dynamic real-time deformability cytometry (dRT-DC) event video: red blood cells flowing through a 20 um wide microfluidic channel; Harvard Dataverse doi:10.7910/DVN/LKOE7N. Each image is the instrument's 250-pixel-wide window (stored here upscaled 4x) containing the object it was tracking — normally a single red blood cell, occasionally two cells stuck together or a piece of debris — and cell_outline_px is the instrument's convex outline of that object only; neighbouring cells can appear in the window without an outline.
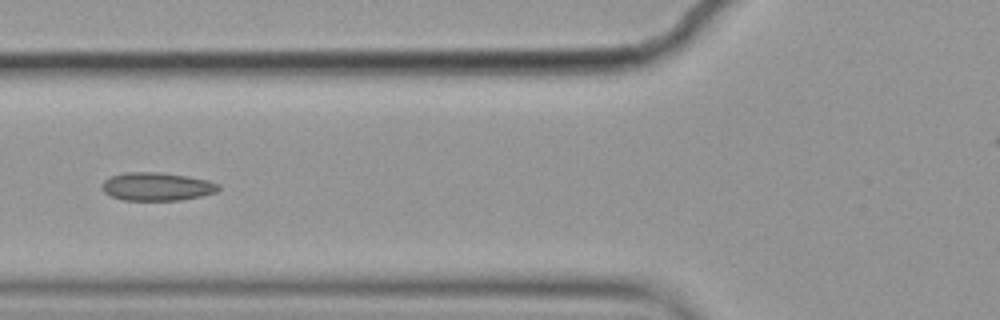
{"species": "common noctule bat (a hibernating species)", "species_latin": "Nyctalus noctula", "temperature_condition": "cold", "stored_images_in_passage": 6, "camera_frame_rate_fps": 3000, "um_per_image_px": 0.085, "animal": {"sex": "female", "body_mass_g": 19.9}, "frame": {"image": 1, "passage_image": 6, "time_ms": 1.667, "image_size_px": [1000, 320], "cell_outline_px": [[220, 188], [216, 192], [200, 196], [180, 200], [124, 200], [112, 196], [104, 192], [100, 188], [104, 180], [112, 176], [124, 172], [160, 172], [188, 176], [208, 180], [220, 184]], "centroid_in_image_um": [13.33, 15.85], "position_along_channel_um": 112.5, "area_um2": 19.19}}